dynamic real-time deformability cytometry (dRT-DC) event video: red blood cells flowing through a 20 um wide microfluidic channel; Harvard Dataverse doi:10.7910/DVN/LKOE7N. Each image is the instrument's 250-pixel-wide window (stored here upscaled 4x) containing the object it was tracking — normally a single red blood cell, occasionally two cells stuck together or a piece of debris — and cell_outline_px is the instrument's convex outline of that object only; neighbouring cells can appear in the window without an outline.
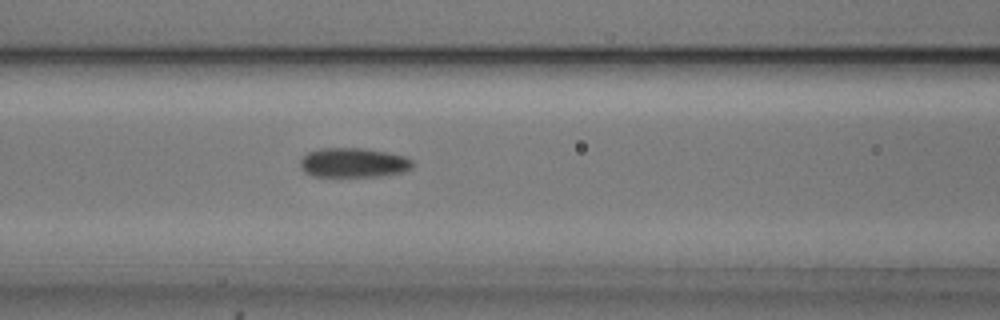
{"species": "common noctule bat (a hibernating species)", "species_latin": "Nyctalus noctula", "temperature_condition": "cold", "stored_images_in_passage": 55, "camera_frame_rate_fps": 3000, "um_per_image_px": 0.085, "animal": {"sex": "male", "body_mass_g": 20.5, "forearm_length_mm": 52.5}, "frame": {"image": 1, "passage_image": 23, "time_ms": 7.333, "image_size_px": [1000, 320], "cell_outline_px": [[416, 164], [412, 168], [404, 172], [376, 176], [312, 176], [304, 172], [300, 168], [300, 160], [308, 152], [320, 148], [364, 148], [388, 152], [404, 156], [412, 160]], "centroid_in_image_um": [30.05, 13.82], "position_along_channel_um": 136.5, "area_um2": 19.48}}
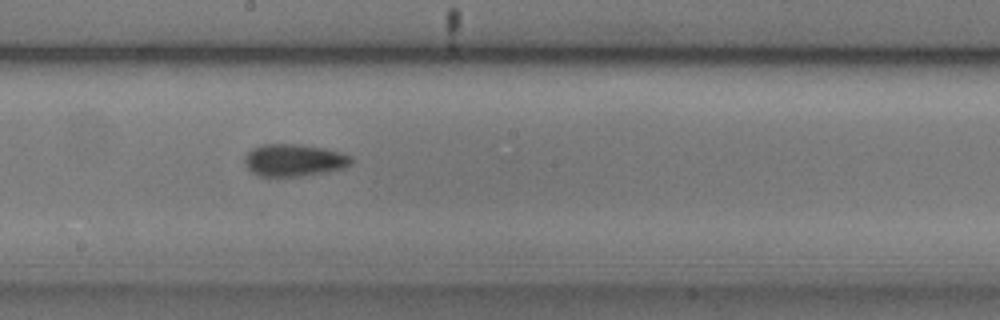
{"frame": {"image": 2, "passage_image": 30, "time_ms": 9.667, "image_size_px": [1000, 320], "cell_outline_px": [[352, 164], [344, 168], [328, 172], [300, 176], [260, 176], [252, 172], [244, 164], [244, 156], [252, 148], [264, 144], [296, 144], [324, 148], [340, 152], [352, 156]], "centroid_in_image_um": [25.0, 13.62], "position_along_channel_um": 223.2, "area_um2": 20.11}}
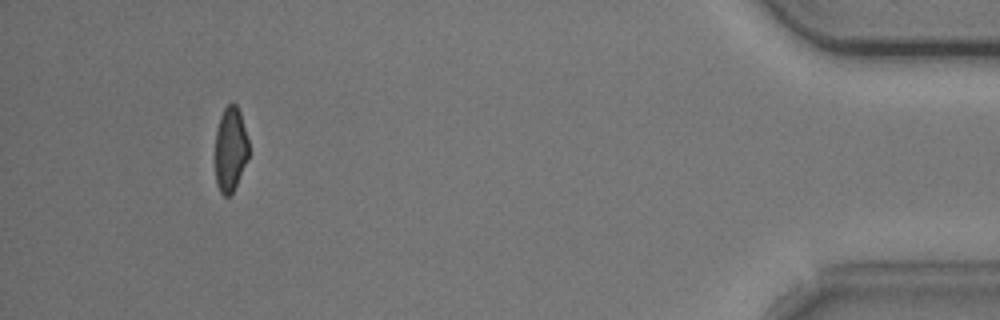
{"frame": {"image": 3, "passage_image": 51, "time_ms": 16.667, "image_size_px": [1000, 320], "cell_outline_px": [[248, 160], [232, 192], [228, 196], [224, 196], [220, 192], [216, 184], [216, 128], [220, 116], [224, 108], [232, 100], [236, 104], [240, 112], [248, 140]], "centroid_in_image_um": [19.58, 12.65], "position_along_channel_um": 415.6, "area_um2": 16.53}, "authors_computed_cell_mechanics": {"area_um2": 18.9584, "velocity_mm_per_s": 3.718, "shape_relaxation_time_tau1_ms": 4.3628, "shape_relaxation_time_tau2_ms": 2.808, "deformation_change_tau1": 0.1425, "deformation_change_tau2": 0.0936}}